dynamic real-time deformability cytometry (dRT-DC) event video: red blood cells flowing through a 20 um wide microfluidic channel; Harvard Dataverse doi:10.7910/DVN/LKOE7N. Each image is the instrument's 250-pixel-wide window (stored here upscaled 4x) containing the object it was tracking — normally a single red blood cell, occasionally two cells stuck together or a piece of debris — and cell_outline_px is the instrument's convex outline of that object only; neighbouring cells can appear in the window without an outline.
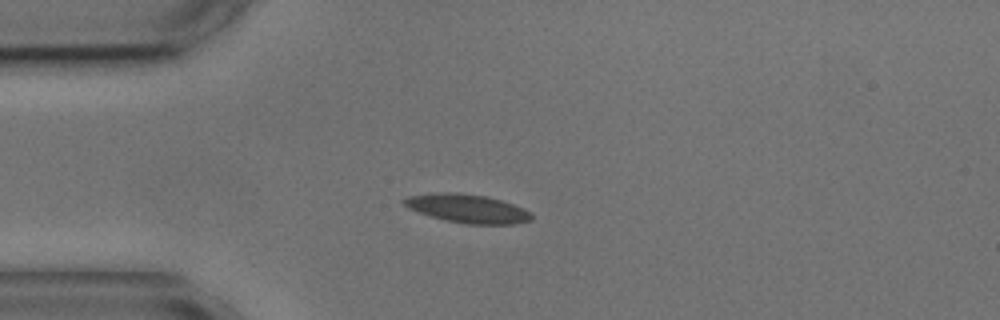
{"species": "common noctule bat (a hibernating species)", "species_latin": "Nyctalus noctula", "temperature_condition": "cold", "stored_images_in_passage": 4, "camera_frame_rate_fps": 3000, "um_per_image_px": 0.085, "animal": {"sex": "male", "body_mass_g": 17.9, "forearm_length_mm": 54.2}, "frame": {"image": 1, "passage_image": 3, "time_ms": 2.667, "image_size_px": [1000, 320], "cell_outline_px": [[532, 220], [516, 224], [468, 224], [444, 220], [408, 208], [400, 200], [408, 196], [440, 192], [456, 192], [484, 196], [500, 200], [524, 208], [532, 212]], "centroid_in_image_um": [39.75, 17.73], "position_along_channel_um": 45.3, "area_um2": 21.15}}